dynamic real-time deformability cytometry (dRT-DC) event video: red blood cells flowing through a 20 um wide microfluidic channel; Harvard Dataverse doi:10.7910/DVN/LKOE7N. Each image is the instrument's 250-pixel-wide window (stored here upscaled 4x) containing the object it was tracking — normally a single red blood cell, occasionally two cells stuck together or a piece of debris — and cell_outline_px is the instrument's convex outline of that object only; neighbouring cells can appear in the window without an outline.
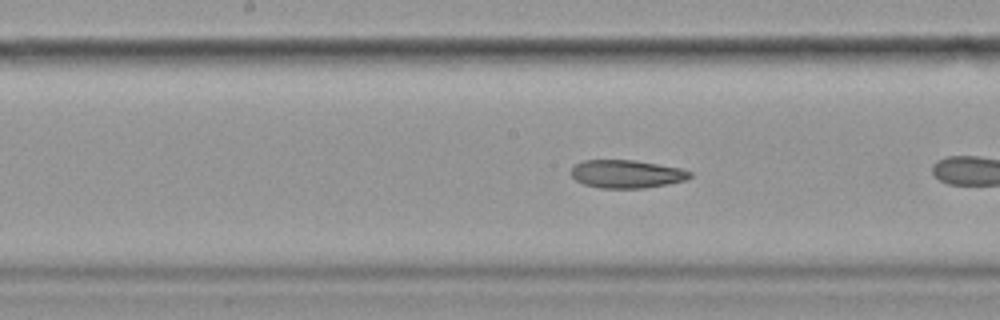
{"species": "common noctule bat (a hibernating species)", "species_latin": "Nyctalus noctula", "temperature_condition": "cold", "stored_images_in_passage": 28, "camera_frame_rate_fps": 3000, "um_per_image_px": 0.085, "animal": {"sex": "female", "body_mass_g": 19.9}, "frame": {"image": 1, "passage_image": 13, "time_ms": 4.0, "image_size_px": [1000, 320], "cell_outline_px": [[692, 176], [688, 180], [668, 184], [644, 188], [600, 188], [584, 184], [576, 180], [572, 176], [572, 168], [576, 164], [584, 160], [632, 160], [680, 168], [692, 172]], "centroid_in_image_um": [53.29, 14.79], "position_along_channel_um": 194.9, "area_um2": 19.36}}
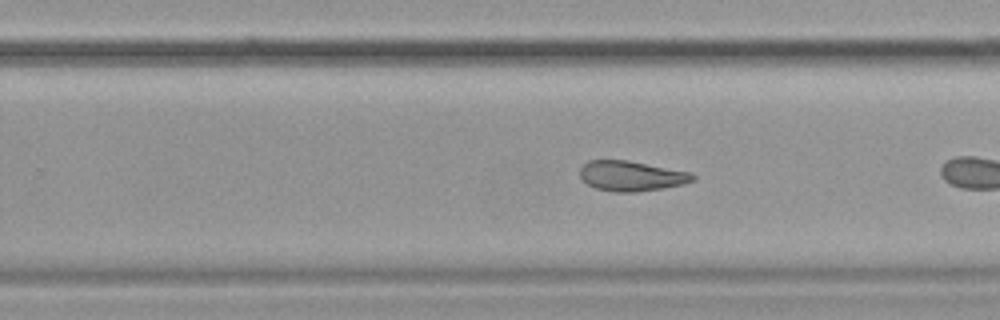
{"frame": {"image": 2, "passage_image": 20, "time_ms": 6.333, "image_size_px": [1000, 320], "cell_outline_px": [[696, 180], [684, 184], [664, 188], [636, 192], [612, 192], [596, 188], [588, 184], [580, 176], [580, 168], [588, 160], [628, 160], [692, 172], [696, 176]], "centroid_in_image_um": [53.71, 14.95], "position_along_channel_um": 276.1, "area_um2": 20.0}}